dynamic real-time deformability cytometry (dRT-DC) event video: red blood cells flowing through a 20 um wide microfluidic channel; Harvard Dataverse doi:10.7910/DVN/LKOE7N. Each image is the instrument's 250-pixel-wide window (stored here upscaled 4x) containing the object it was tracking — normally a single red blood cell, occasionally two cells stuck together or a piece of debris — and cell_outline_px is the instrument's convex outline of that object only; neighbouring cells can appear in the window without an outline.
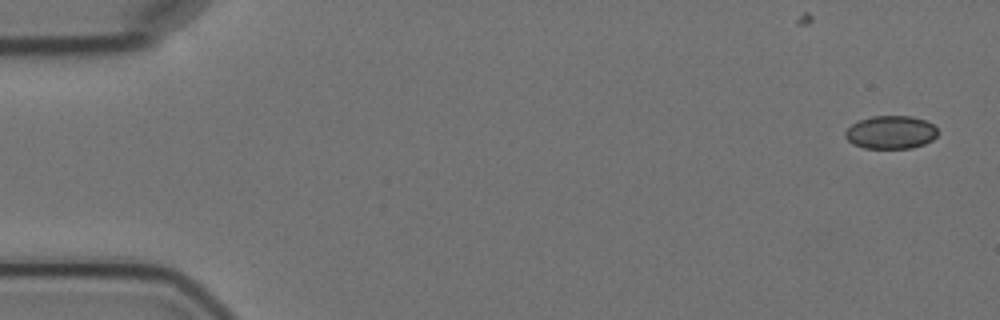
{"species": "Egyptian fruit bat (a non-hibernating species)", "species_latin": "Rousettus aegyptiacus", "temperature_condition": "cold", "stored_images_in_passage": 6, "camera_frame_rate_fps": 3000, "um_per_image_px": 0.085, "animal": {"sex": "female"}, "frame": {"image": 1, "passage_image": 1, "time_ms": 0.0, "image_size_px": [1000, 320], "cell_outline_px": [[936, 136], [932, 140], [924, 144], [912, 148], [864, 148], [852, 144], [844, 136], [844, 132], [852, 124], [860, 120], [872, 116], [912, 116], [924, 120], [932, 124], [936, 128]], "centroid_in_image_um": [75.69, 11.25], "position_along_channel_um": 9.3, "area_um2": 17.8}}
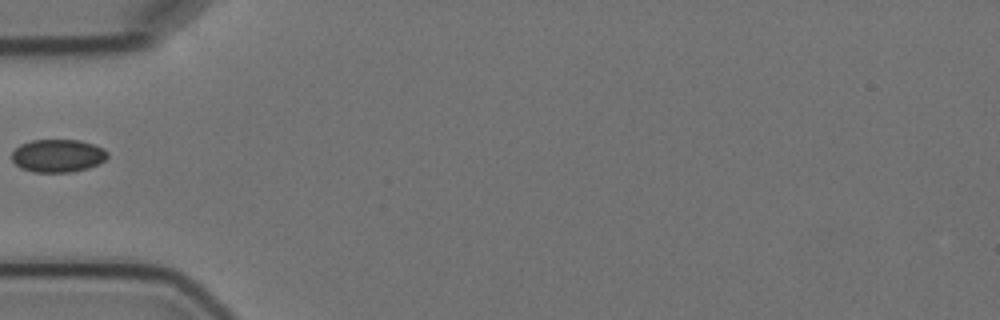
{"frame": {"image": 2, "passage_image": 5, "time_ms": 5.667, "image_size_px": [1000, 320], "cell_outline_px": [[108, 156], [100, 164], [88, 168], [72, 172], [32, 172], [20, 168], [12, 160], [12, 152], [20, 144], [32, 140], [80, 140], [104, 148], [108, 152]], "centroid_in_image_um": [4.92, 13.24], "position_along_channel_um": 80.1, "area_um2": 18.5}}
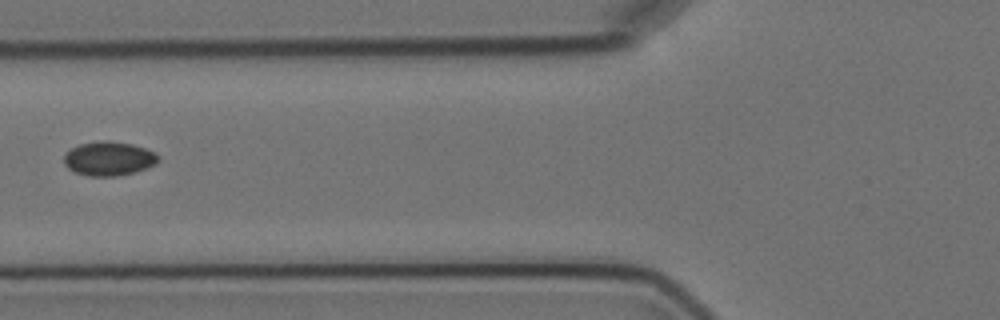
{"frame": {"image": 3, "passage_image": 6, "time_ms": 6.667, "image_size_px": [1000, 320], "cell_outline_px": [[160, 160], [156, 164], [148, 168], [136, 172], [116, 176], [88, 176], [76, 172], [68, 168], [64, 164], [64, 156], [72, 148], [80, 144], [100, 140], [108, 140], [132, 144], [156, 152], [160, 156]], "centroid_in_image_um": [9.3, 13.48], "position_along_channel_um": 116.5, "area_um2": 18.9}}